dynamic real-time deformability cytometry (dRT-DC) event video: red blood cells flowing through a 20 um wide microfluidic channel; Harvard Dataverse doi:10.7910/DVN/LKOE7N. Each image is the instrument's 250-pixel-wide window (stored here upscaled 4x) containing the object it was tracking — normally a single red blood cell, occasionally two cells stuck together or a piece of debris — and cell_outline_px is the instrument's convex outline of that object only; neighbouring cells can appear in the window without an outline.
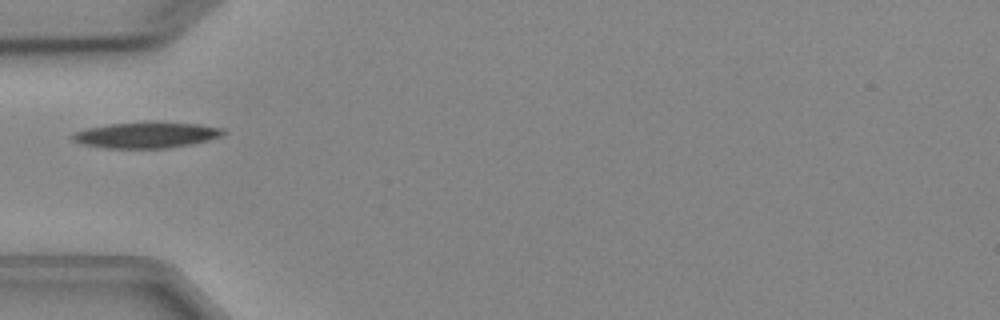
{"species": "Egyptian fruit bat (a non-hibernating species)", "species_latin": "Rousettus aegyptiacus", "temperature_condition": "cold", "stored_images_in_passage": 1, "camera_frame_rate_fps": 3000, "um_per_image_px": 0.085, "animal": {"sex": "female"}, "frame": {"image": 1, "passage_image": 1, "time_ms": 0.0, "image_size_px": [1000, 320], "cell_outline_px": [[228, 132], [220, 136], [208, 140], [192, 144], [168, 148], [104, 148], [80, 144], [72, 140], [72, 132], [88, 128], [108, 124], [156, 120], [200, 124], [224, 128]], "centroid_in_image_um": [12.46, 11.45], "position_along_channel_um": 72.5, "area_um2": 23.47}}